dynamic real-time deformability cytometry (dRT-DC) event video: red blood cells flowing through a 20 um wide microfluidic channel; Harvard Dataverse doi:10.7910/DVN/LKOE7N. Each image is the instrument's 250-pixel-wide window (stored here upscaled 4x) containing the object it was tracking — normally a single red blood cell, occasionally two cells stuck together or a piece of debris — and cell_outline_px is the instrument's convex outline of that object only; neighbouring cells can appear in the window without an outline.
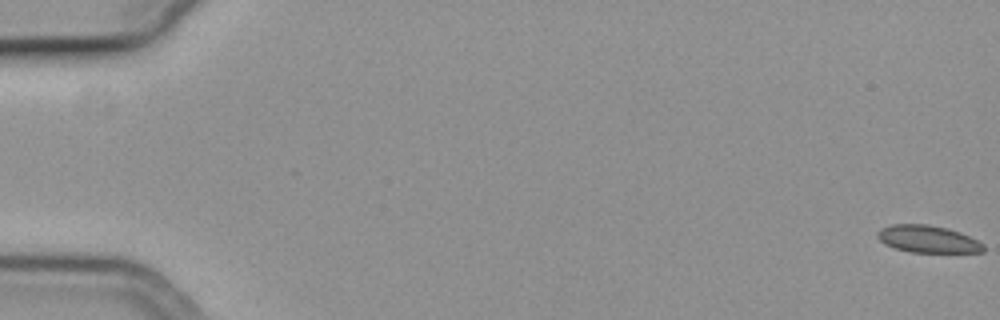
{"species": "common noctule bat (a hibernating species)", "species_latin": "Nyctalus noctula", "temperature_condition": "cold", "stored_images_in_passage": 20, "camera_frame_rate_fps": 3000, "um_per_image_px": 0.085, "animal": {"sex": "female", "body_mass_g": 19.3, "forearm_length_mm": 54.1}, "frame": {"image": 1, "passage_image": 1, "time_ms": 0.0, "image_size_px": [1000, 320], "cell_outline_px": [[984, 252], [912, 252], [896, 248], [884, 244], [876, 236], [876, 232], [880, 228], [892, 224], [928, 224], [948, 228], [960, 232], [984, 244]], "centroid_in_image_um": [78.84, 20.31], "position_along_channel_um": 6.2, "area_um2": 16.82}}